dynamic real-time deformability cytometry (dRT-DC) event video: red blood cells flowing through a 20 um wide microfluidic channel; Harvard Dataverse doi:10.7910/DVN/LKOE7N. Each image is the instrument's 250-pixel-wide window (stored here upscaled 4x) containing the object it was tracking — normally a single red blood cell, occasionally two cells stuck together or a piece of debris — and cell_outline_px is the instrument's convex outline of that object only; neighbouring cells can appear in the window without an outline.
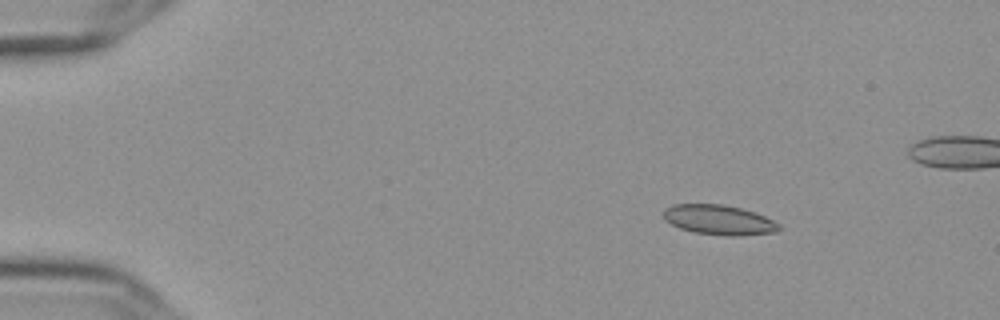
{"species": "Egyptian fruit bat (a non-hibernating species)", "species_latin": "Rousettus aegyptiacus", "temperature_condition": "cold", "stored_images_in_passage": 50, "camera_frame_rate_fps": 3000, "um_per_image_px": 0.085, "frame": {"image": 1, "passage_image": 1, "time_ms": 0.0, "image_size_px": [1000, 320], "cell_outline_px": [[780, 228], [776, 232], [740, 236], [724, 236], [696, 232], [680, 228], [664, 220], [664, 208], [672, 204], [724, 204], [740, 208], [764, 216], [780, 224]], "centroid_in_image_um": [61.1, 18.69], "position_along_channel_um": 23.9, "area_um2": 20.06}}
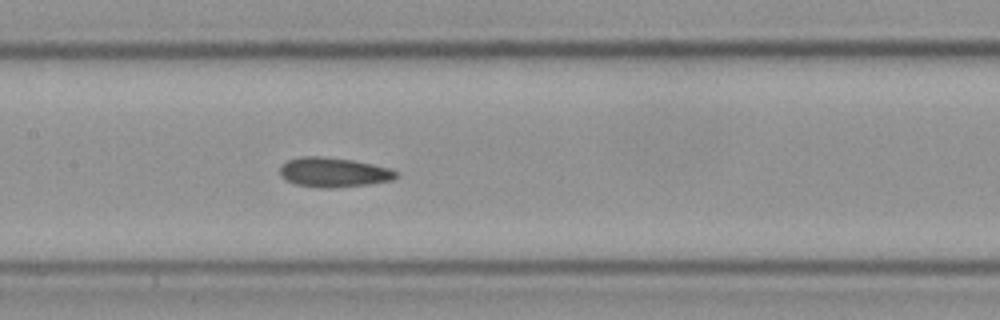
{"frame": {"image": 2, "passage_image": 21, "time_ms": 6.667, "image_size_px": [1000, 320], "cell_outline_px": [[400, 176], [392, 180], [368, 184], [328, 188], [324, 188], [296, 184], [280, 176], [280, 164], [288, 160], [304, 156], [320, 156], [352, 160], [372, 164], [388, 168], [400, 172]], "centroid_in_image_um": [28.37, 14.64], "position_along_channel_um": 179.0, "area_um2": 19.94}}
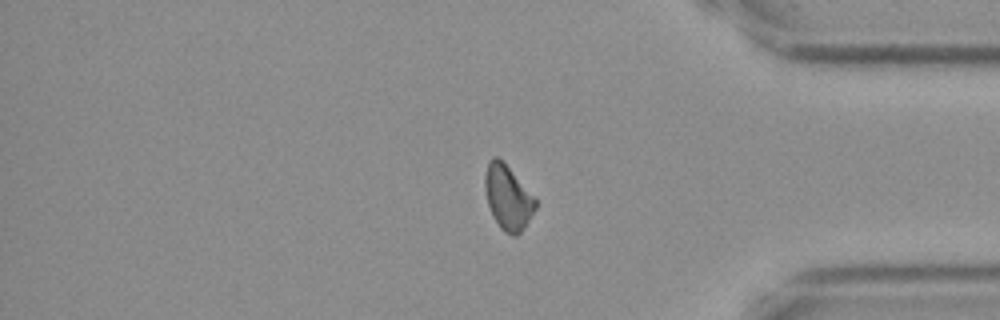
{"frame": {"image": 3, "passage_image": 40, "time_ms": 13.0, "image_size_px": [1000, 320], "cell_outline_px": [[536, 208], [520, 232], [516, 236], [512, 236], [504, 232], [500, 228], [492, 216], [488, 204], [484, 184], [484, 176], [488, 160], [492, 156], [496, 156], [508, 168], [536, 200]], "centroid_in_image_um": [43.12, 16.81], "position_along_channel_um": 392.1, "area_um2": 18.5}, "authors_computed_cell_mechanics": {"area_um2": 19.4497, "velocity_mm_per_s": 3.6405, "shape_relaxation_time_tau1_ms": null, "shape_relaxation_time_tau2_ms": 4.9002, "deformation_change_tau1": null, "deformation_change_tau2": 0.1022}}